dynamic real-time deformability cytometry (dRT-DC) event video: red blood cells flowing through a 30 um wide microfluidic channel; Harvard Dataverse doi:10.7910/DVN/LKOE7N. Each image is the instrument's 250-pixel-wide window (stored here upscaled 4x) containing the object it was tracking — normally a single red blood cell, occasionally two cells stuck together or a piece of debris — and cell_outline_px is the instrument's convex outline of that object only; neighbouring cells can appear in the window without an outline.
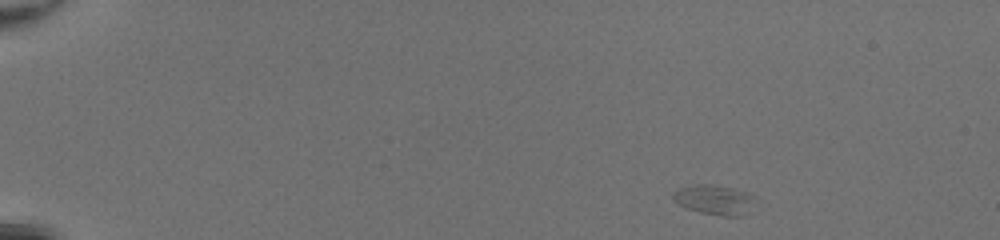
{"species": "common noctule bat (a hibernating species)", "species_latin": "Nyctalus noctula", "temperature_condition": "room temperature", "stored_images_in_passage": 44, "camera_frame_rate_fps": 3000, "um_per_image_px": 0.085, "animal": {"sex": "female", "body_mass_g": 20.0, "forearm_length_mm": 54.0}, "frame": {"image": 1, "passage_image": 1, "time_ms": 0.0, "image_size_px": [1000, 240], "cell_outline_px": [[756, 196], [740, 216], [724, 216], [700, 212], [688, 208], [680, 204], [672, 196], [672, 192], [680, 188], [692, 184], [712, 184], [732, 188], [748, 192]], "centroid_in_image_um": [60.68, 16.94], "position_along_channel_um": 24.3, "area_um2": 13.81}}
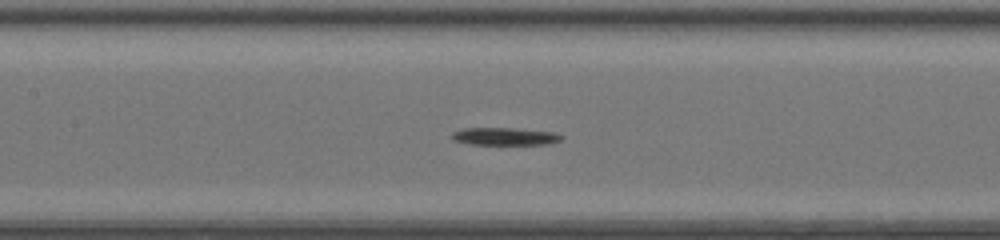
{"frame": {"image": 2, "passage_image": 20, "time_ms": 6.333, "image_size_px": [1000, 240], "cell_outline_px": [[564, 140], [552, 144], [472, 144], [452, 140], [452, 132], [464, 128], [516, 128], [552, 132], [564, 136]], "centroid_in_image_um": [42.96, 11.59], "position_along_channel_um": 164.4, "area_um2": 11.27}}
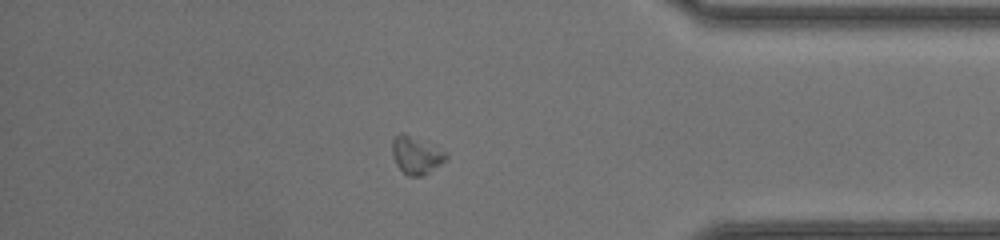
{"frame": {"image": 3, "passage_image": 38, "time_ms": 12.333, "image_size_px": [1000, 240], "cell_outline_px": [[448, 156], [440, 164], [424, 176], [408, 176], [396, 164], [392, 156], [392, 140], [400, 132], [404, 132], [444, 152]], "centroid_in_image_um": [35.32, 13.2], "position_along_channel_um": 399.9, "area_um2": 11.44}, "authors_computed_cell_mechanics": {"area_um2": 11.3288, "velocity_mm_per_s": 4.233, "shape_relaxation_time_tau1_ms": 0.9059, "shape_relaxation_time_tau2_ms": null, "deformation_change_tau1": 0.1388, "deformation_change_tau2": null}}